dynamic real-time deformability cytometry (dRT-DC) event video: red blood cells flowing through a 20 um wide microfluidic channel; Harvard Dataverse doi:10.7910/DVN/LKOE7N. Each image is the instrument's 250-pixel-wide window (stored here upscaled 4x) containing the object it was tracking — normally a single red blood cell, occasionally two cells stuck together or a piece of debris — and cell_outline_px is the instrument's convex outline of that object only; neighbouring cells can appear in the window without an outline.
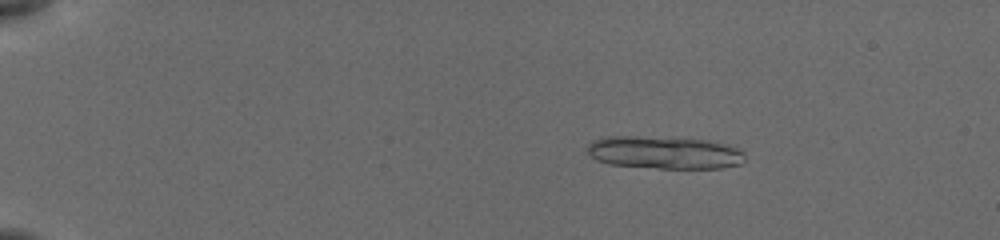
{"species": "common noctule bat (a hibernating species)", "species_latin": "Nyctalus noctula", "temperature_condition": "cold", "stored_images_in_passage": 12, "segment_of_instrument_passage": [1, 2], "camera_frame_rate_fps": 3000, "um_per_image_px": 0.085, "animal": {"sex": "female", "body_mass_g": 19.5, "forearm_length_mm": 54.1}, "frame": {"image": 1, "passage_image": 4, "time_ms": 2.0, "image_size_px": [1000, 240], "cell_outline_px": [[744, 160], [740, 164], [720, 168], [660, 168], [612, 164], [596, 160], [588, 152], [588, 144], [592, 140], [608, 136], [636, 136], [708, 140], [724, 144], [736, 148], [744, 152]], "centroid_in_image_um": [56.46, 12.96], "position_along_channel_um": 28.5, "area_um2": 29.71}}